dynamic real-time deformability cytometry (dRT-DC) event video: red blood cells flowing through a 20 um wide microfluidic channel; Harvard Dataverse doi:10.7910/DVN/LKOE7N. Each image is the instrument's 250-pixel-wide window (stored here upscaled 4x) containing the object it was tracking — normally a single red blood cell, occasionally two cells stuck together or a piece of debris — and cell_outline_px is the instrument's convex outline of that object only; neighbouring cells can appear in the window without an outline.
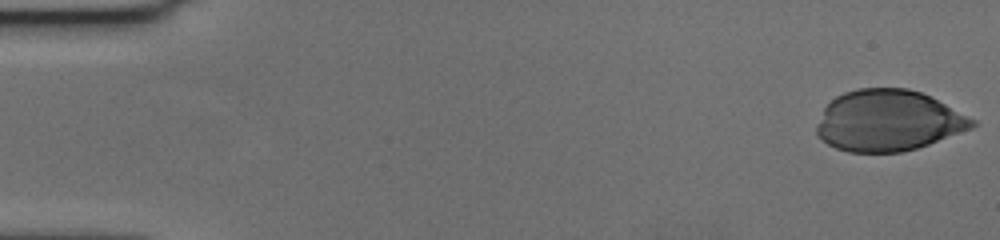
{"species": "human", "species_latin": "Homo sapiens", "temperature_condition": "cold", "stored_images_in_passage": 48, "camera_frame_rate_fps": 3000, "um_per_image_px": 0.085, "donor": {"sex": "female"}, "frame": {"image": 1, "passage_image": 1, "time_ms": 0.0, "image_size_px": [1000, 240], "cell_outline_px": [[976, 124], [972, 128], [928, 144], [916, 148], [900, 152], [848, 152], [836, 148], [828, 144], [816, 132], [816, 128], [824, 108], [836, 96], [844, 92], [856, 88], [908, 88], [920, 92], [976, 120]], "centroid_in_image_um": [75.48, 10.25], "position_along_channel_um": 9.5, "area_um2": 54.74}}
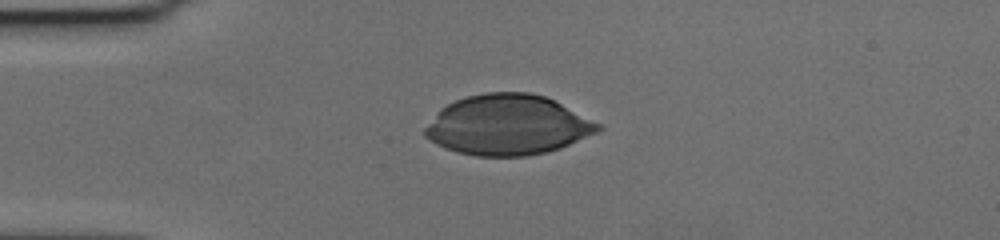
{"frame": {"image": 2, "passage_image": 14, "time_ms": 4.333, "image_size_px": [1000, 240], "cell_outline_px": [[604, 128], [596, 132], [560, 148], [548, 152], [528, 156], [476, 156], [456, 152], [444, 148], [436, 144], [424, 136], [424, 128], [440, 108], [456, 100], [468, 96], [484, 92], [528, 92], [544, 96], [604, 124]], "centroid_in_image_um": [43.15, 10.63], "position_along_channel_um": 41.8, "area_um2": 60.81}}